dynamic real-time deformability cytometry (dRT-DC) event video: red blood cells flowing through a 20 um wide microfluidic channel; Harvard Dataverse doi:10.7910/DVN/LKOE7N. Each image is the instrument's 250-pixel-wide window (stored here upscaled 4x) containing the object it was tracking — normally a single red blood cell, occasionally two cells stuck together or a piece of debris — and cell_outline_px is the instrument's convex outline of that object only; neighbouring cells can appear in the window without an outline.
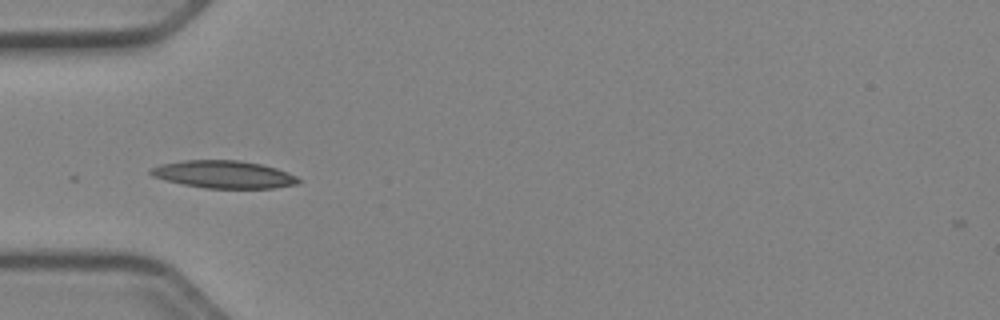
{"species": "Egyptian fruit bat (a non-hibernating species)", "species_latin": "Rousettus aegyptiacus", "temperature_condition": "cold", "stored_images_in_passage": 36, "camera_frame_rate_fps": 3000, "um_per_image_px": 0.085, "animal": {"sex": "female"}, "frame": {"image": 1, "passage_image": 1, "time_ms": 0.0, "image_size_px": [1000, 320], "cell_outline_px": [[300, 184], [272, 188], [204, 188], [164, 180], [152, 176], [148, 172], [152, 168], [160, 164], [180, 160], [240, 160], [260, 164], [276, 168], [288, 172], [296, 176], [300, 180]], "centroid_in_image_um": [19.01, 14.82], "position_along_channel_um": 66.0, "area_um2": 23.81}}
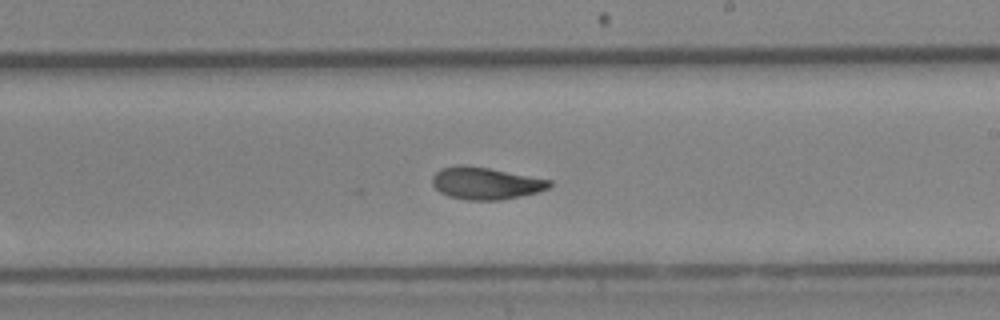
{"frame": {"image": 2, "passage_image": 15, "time_ms": 4.667, "image_size_px": [1000, 320], "cell_outline_px": [[552, 184], [548, 188], [536, 192], [520, 196], [500, 200], [468, 200], [448, 196], [440, 192], [432, 184], [432, 176], [440, 168], [456, 164], [468, 164], [552, 180]], "centroid_in_image_um": [41.24, 15.56], "position_along_channel_um": 247.8, "area_um2": 22.08}}
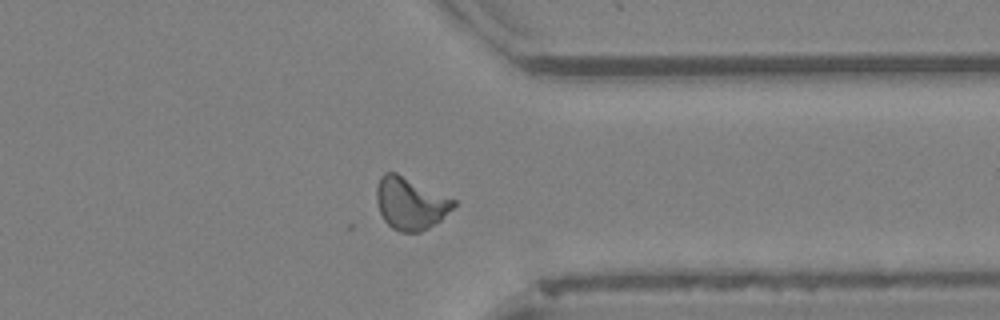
{"frame": {"image": 3, "passage_image": 25, "time_ms": 8.0, "image_size_px": [1000, 320], "cell_outline_px": [[456, 204], [440, 220], [428, 228], [420, 232], [400, 232], [392, 228], [384, 220], [380, 212], [376, 200], [376, 188], [380, 176], [384, 172], [396, 172], [456, 200]], "centroid_in_image_um": [34.85, 17.28], "position_along_channel_um": 376.5, "area_um2": 23.35}, "authors_computed_cell_mechanics": {"area_um2": 22.1085, "velocity_mm_per_s": 3.9226, "shape_relaxation_time_tau1_ms": null, "shape_relaxation_time_tau2_ms": 3.9959, "deformation_change_tau1": null, "deformation_change_tau2": 0.0948}}